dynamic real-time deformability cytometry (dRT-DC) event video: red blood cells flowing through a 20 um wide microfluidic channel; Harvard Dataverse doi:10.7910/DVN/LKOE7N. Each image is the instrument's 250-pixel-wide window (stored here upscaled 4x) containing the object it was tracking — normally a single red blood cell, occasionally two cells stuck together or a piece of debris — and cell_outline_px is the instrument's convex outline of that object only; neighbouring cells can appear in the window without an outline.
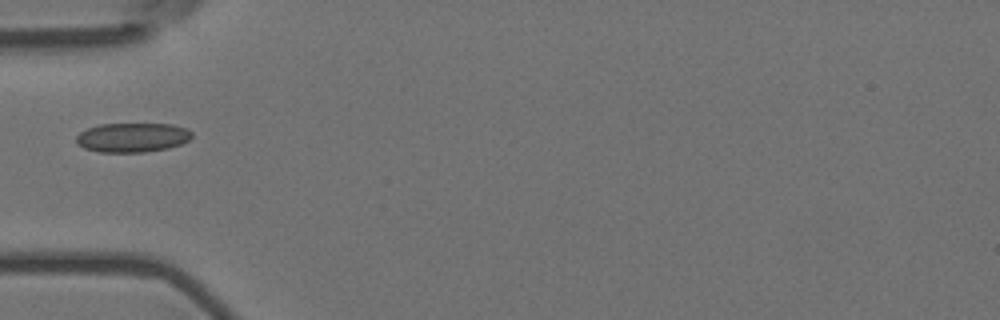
{"species": "Egyptian fruit bat (a non-hibernating species)", "species_latin": "Rousettus aegyptiacus", "temperature_condition": "room temperature", "stored_images_in_passage": 4, "camera_frame_rate_fps": 3000, "um_per_image_px": 0.085, "animal": {"sex": "female"}, "frame": {"image": 1, "passage_image": 1, "time_ms": 0.0, "image_size_px": [1000, 320], "cell_outline_px": [[192, 136], [188, 140], [180, 144], [168, 148], [144, 152], [100, 152], [84, 148], [76, 140], [76, 136], [80, 132], [88, 128], [100, 124], [172, 124], [184, 128], [192, 132]], "centroid_in_image_um": [11.25, 11.68], "position_along_channel_um": 73.7, "area_um2": 19.59}}
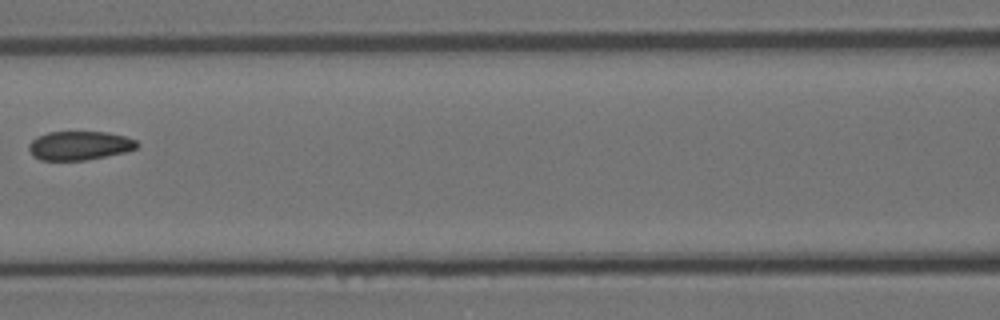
{"frame": {"image": 2, "passage_image": 3, "time_ms": 0.667, "image_size_px": [1000, 320], "cell_outline_px": [[140, 144], [136, 148], [124, 152], [84, 160], [40, 160], [32, 156], [28, 148], [28, 144], [32, 140], [48, 132], [108, 132], [124, 136], [136, 140]], "centroid_in_image_um": [6.74, 12.37], "position_along_channel_um": 159.9, "area_um2": 18.09}}
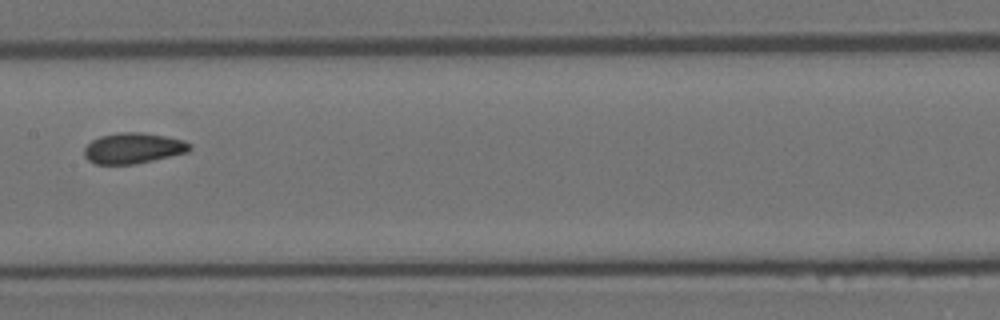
{"frame": {"image": 3, "passage_image": 4, "time_ms": 1.0, "image_size_px": [1000, 320], "cell_outline_px": [[192, 148], [188, 152], [136, 164], [96, 164], [88, 160], [84, 156], [84, 148], [92, 140], [100, 136], [116, 132], [140, 132], [164, 136], [184, 140], [192, 144]], "centroid_in_image_um": [11.32, 12.59], "position_along_channel_um": 196.1, "area_um2": 18.96}}